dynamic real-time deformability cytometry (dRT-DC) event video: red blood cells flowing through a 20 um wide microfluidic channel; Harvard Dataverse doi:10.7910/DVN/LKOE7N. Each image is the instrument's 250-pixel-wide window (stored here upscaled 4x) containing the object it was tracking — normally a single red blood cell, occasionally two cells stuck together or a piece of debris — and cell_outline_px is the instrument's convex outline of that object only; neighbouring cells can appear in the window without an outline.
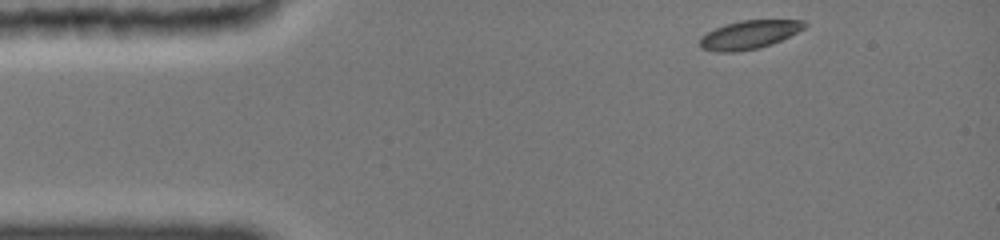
{"species": "common noctule bat (a hibernating species)", "species_latin": "Nyctalus noctula", "temperature_condition": "cold", "stored_images_in_passage": 16, "camera_frame_rate_fps": 3000, "um_per_image_px": 0.085, "animal": {"sex": "female", "body_mass_g": 19.0, "forearm_length_mm": 51.5}, "frame": {"image": 1, "passage_image": 1, "time_ms": 0.0, "image_size_px": [1000, 240], "cell_outline_px": [[808, 24], [804, 28], [772, 44], [756, 48], [736, 52], [716, 52], [700, 48], [700, 36], [724, 24], [740, 20], [804, 20]], "centroid_in_image_um": [63.65, 2.94], "position_along_channel_um": 21.4, "area_um2": 17.28}}
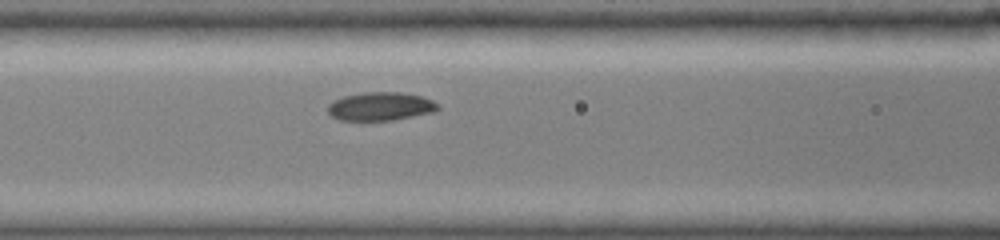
{"frame": {"image": 2, "passage_image": 10, "time_ms": 4.667, "image_size_px": [1000, 240], "cell_outline_px": [[440, 108], [436, 112], [392, 120], [340, 120], [332, 116], [328, 112], [328, 104], [344, 96], [364, 92], [400, 92], [420, 96], [432, 100], [440, 104]], "centroid_in_image_um": [32.39, 9.04], "position_along_channel_um": 134.2, "area_um2": 18.21}}
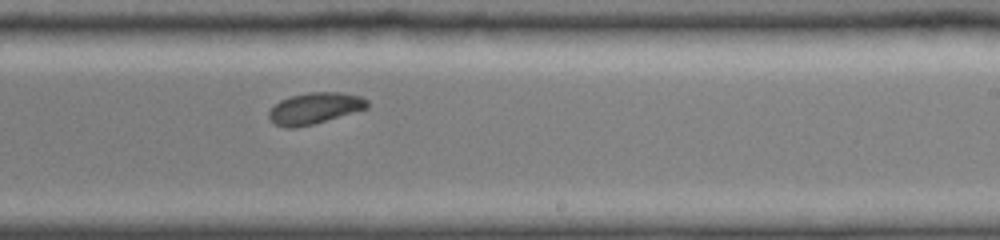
{"frame": {"image": 3, "passage_image": 16, "time_ms": 8.0, "image_size_px": [1000, 240], "cell_outline_px": [[368, 108], [312, 124], [292, 128], [288, 128], [276, 124], [268, 116], [268, 112], [280, 100], [292, 96], [308, 92], [340, 92], [360, 96], [368, 100]], "centroid_in_image_um": [26.76, 9.19], "position_along_channel_um": 262.2, "area_um2": 17.63}}